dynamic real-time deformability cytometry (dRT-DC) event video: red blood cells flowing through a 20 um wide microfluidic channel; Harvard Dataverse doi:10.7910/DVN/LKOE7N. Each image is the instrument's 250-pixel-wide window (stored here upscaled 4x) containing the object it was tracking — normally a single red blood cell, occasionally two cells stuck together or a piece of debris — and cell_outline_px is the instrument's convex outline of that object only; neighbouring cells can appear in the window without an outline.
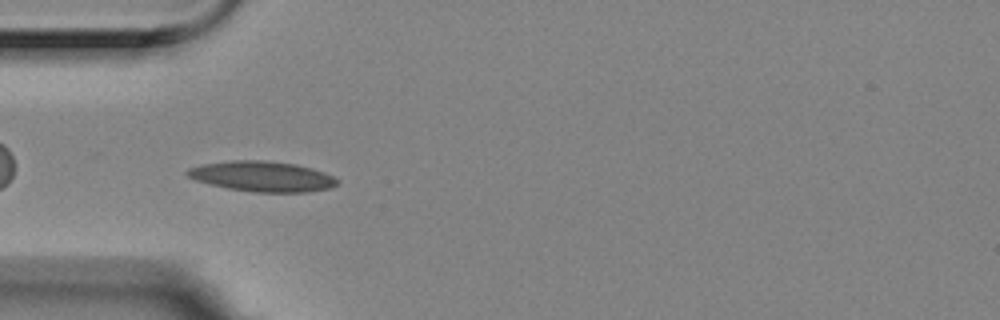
{"species": "Egyptian fruit bat (a non-hibernating species)", "species_latin": "Rousettus aegyptiacus", "temperature_condition": "room temperature", "stored_images_in_passage": 2, "camera_frame_rate_fps": 3000, "um_per_image_px": 0.085, "animal": {"sex": "female"}, "frame": {"image": 1, "passage_image": 1, "time_ms": 0.0, "image_size_px": [1000, 320], "cell_outline_px": [[340, 180], [332, 188], [308, 192], [252, 192], [228, 188], [208, 184], [196, 180], [188, 176], [184, 172], [188, 168], [200, 164], [232, 160], [260, 160], [296, 164], [324, 172]], "centroid_in_image_um": [22.27, 14.99], "position_along_channel_um": 62.7, "area_um2": 26.59}}